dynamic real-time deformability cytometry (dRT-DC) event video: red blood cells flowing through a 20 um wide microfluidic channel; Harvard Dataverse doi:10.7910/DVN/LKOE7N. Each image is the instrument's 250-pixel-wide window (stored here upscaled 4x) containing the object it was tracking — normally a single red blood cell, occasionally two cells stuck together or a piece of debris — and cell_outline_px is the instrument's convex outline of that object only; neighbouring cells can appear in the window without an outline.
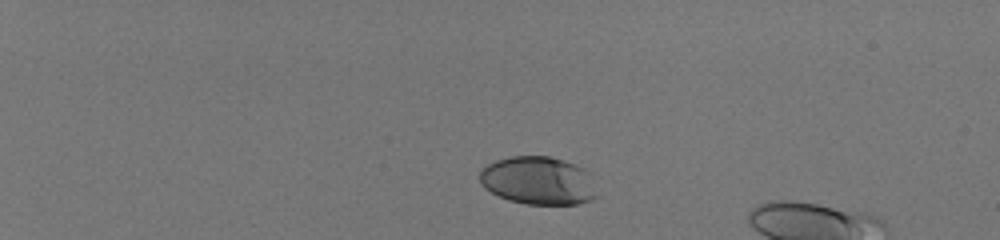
{"species": "human", "species_latin": "Homo sapiens", "temperature_condition": "room temperature", "stored_images_in_passage": 45, "camera_frame_rate_fps": 3000, "um_per_image_px": 0.085, "donor": {"sex": "male"}, "frame": {"image": 1, "passage_image": 4, "time_ms": 1.0, "image_size_px": [1000, 240], "cell_outline_px": [[596, 196], [592, 200], [576, 204], [524, 204], [508, 200], [484, 188], [480, 184], [480, 172], [488, 164], [496, 160], [512, 156], [548, 156], [564, 160], [584, 168], [588, 172]], "centroid_in_image_um": [45.72, 15.35], "position_along_channel_um": 39.3, "area_um2": 32.66}}
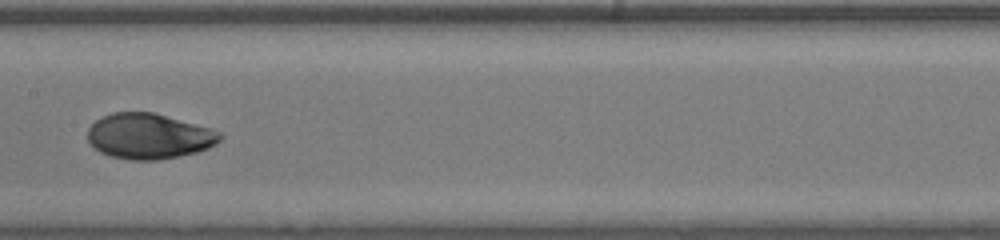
{"frame": {"image": 2, "passage_image": 24, "time_ms": 7.667, "image_size_px": [1000, 240], "cell_outline_px": [[224, 136], [216, 144], [208, 148], [196, 152], [156, 160], [128, 160], [112, 156], [100, 152], [88, 140], [88, 128], [96, 120], [112, 112], [152, 112], [212, 128], [220, 132]], "centroid_in_image_um": [12.68, 11.57], "position_along_channel_um": 194.7, "area_um2": 34.91}}
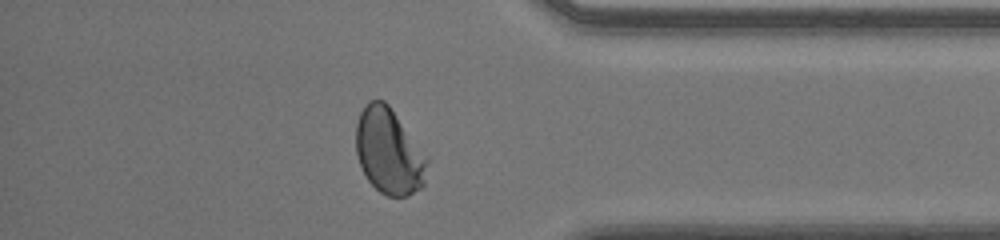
{"frame": {"image": 3, "passage_image": 40, "time_ms": 13.0, "image_size_px": [1000, 240], "cell_outline_px": [[428, 160], [424, 184], [420, 188], [408, 196], [388, 196], [380, 192], [368, 180], [360, 164], [356, 152], [356, 124], [360, 112], [364, 104], [368, 100], [384, 100], [388, 104], [428, 156]], "centroid_in_image_um": [33.06, 12.85], "position_along_channel_um": 402.1, "area_um2": 35.6}, "authors_computed_cell_mechanics": {"area_um2": 34.5644, "velocity_mm_per_s": 4.0182, "shape_relaxation_time_tau1_ms": 3.4249, "shape_relaxation_time_tau2_ms": null, "deformation_change_tau1": 0.168, "deformation_change_tau2": null}}